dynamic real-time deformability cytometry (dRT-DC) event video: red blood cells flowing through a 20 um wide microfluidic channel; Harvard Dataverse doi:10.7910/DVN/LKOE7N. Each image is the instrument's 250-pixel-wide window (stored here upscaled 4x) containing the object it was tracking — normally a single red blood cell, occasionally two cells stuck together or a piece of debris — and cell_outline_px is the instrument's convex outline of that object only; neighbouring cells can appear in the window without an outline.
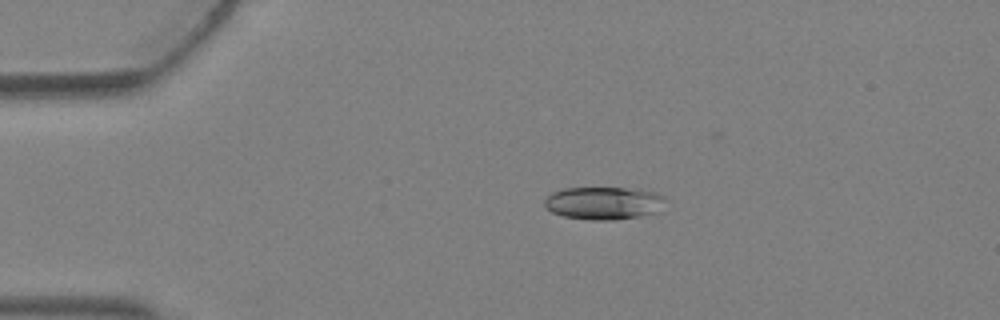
{"species": "Egyptian fruit bat (a non-hibernating species)", "species_latin": "Rousettus aegyptiacus", "temperature_condition": "warm", "stored_images_in_passage": 5, "camera_frame_rate_fps": 3000, "um_per_image_px": 0.085, "animal": {"sex": "female"}, "frame": {"image": 1, "passage_image": 3, "time_ms": 0.667, "image_size_px": [1000, 320], "cell_outline_px": [[664, 196], [656, 212], [640, 216], [612, 220], [592, 220], [564, 216], [552, 212], [544, 204], [544, 200], [552, 192], [564, 188], [640, 188], [656, 192]], "centroid_in_image_um": [51.29, 17.25], "position_along_channel_um": 33.7, "area_um2": 22.89}}